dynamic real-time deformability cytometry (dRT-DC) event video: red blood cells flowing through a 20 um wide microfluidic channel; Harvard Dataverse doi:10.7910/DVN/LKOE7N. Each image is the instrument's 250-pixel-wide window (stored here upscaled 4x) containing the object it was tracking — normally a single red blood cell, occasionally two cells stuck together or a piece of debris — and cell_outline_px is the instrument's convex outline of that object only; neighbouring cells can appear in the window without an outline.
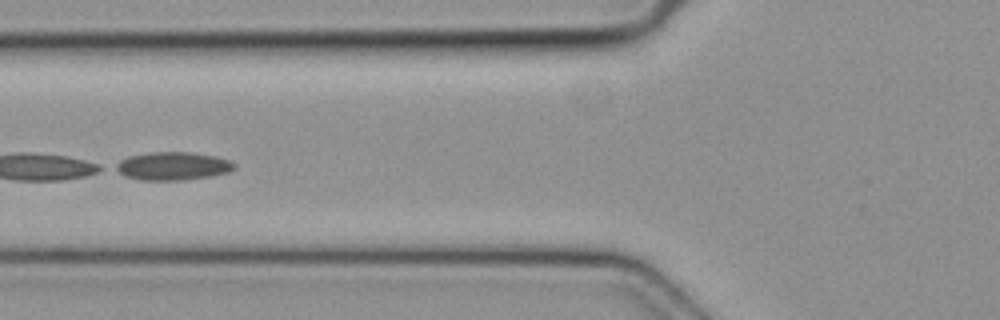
{"species": "common noctule bat (a hibernating species)", "species_latin": "Nyctalus noctula", "temperature_condition": "cold", "stored_images_in_passage": 5, "camera_frame_rate_fps": 3000, "um_per_image_px": 0.085, "animal": {"sex": "female", "body_mass_g": 19.3, "forearm_length_mm": 54.1}, "frame": {"image": 1, "passage_image": 4, "time_ms": 1.0, "image_size_px": [1000, 320], "cell_outline_px": [[236, 168], [228, 172], [212, 176], [184, 180], [140, 180], [124, 176], [112, 168], [112, 164], [128, 156], [152, 152], [188, 152], [216, 156], [232, 160], [236, 164]], "centroid_in_image_um": [14.66, 14.11], "position_along_channel_um": 111.1, "area_um2": 19.83}}
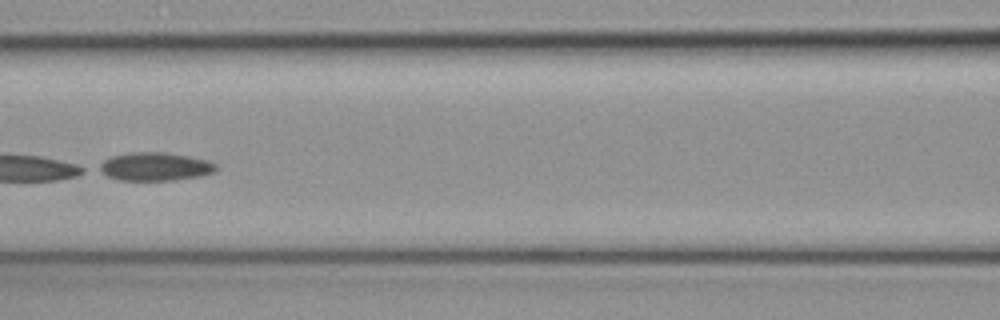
{"frame": {"image": 2, "passage_image": 5, "time_ms": 1.333, "image_size_px": [1000, 320], "cell_outline_px": [[216, 172], [200, 176], [176, 180], [116, 180], [92, 168], [104, 160], [112, 156], [132, 152], [168, 152], [208, 160], [216, 164]], "centroid_in_image_um": [13.13, 14.16], "position_along_channel_um": 153.5, "area_um2": 19.59}}